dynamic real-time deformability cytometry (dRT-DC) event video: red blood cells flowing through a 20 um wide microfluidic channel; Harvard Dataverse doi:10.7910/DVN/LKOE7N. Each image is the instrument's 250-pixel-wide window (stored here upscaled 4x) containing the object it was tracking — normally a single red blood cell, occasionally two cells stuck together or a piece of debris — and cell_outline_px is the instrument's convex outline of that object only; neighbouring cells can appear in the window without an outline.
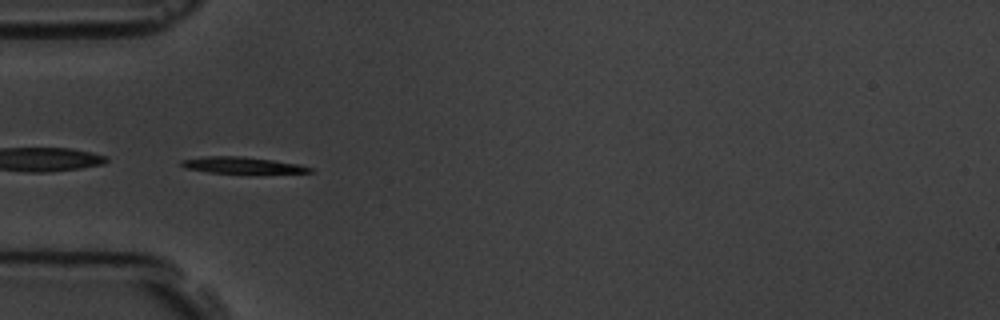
{"species": "common noctule bat (a hibernating species)", "species_latin": "Nyctalus noctula", "temperature_condition": "room temperature", "stored_images_in_passage": 11, "segment_of_instrument_passage": [2, 2], "camera_frame_rate_fps": 3000, "um_per_image_px": 0.085, "animal": {"sex": "male", "body_mass_g": 19.5, "forearm_length_mm": 54.6}, "frame": {"image": 1, "passage_image": 5, "time_ms": 5.333, "image_size_px": [1000, 320], "cell_outline_px": [[312, 172], [208, 172], [184, 168], [180, 164], [180, 160], [204, 156], [240, 156], [272, 160], [300, 164], [312, 168]], "centroid_in_image_um": [20.48, 14.02], "position_along_channel_um": 64.5, "area_um2": 11.85}}
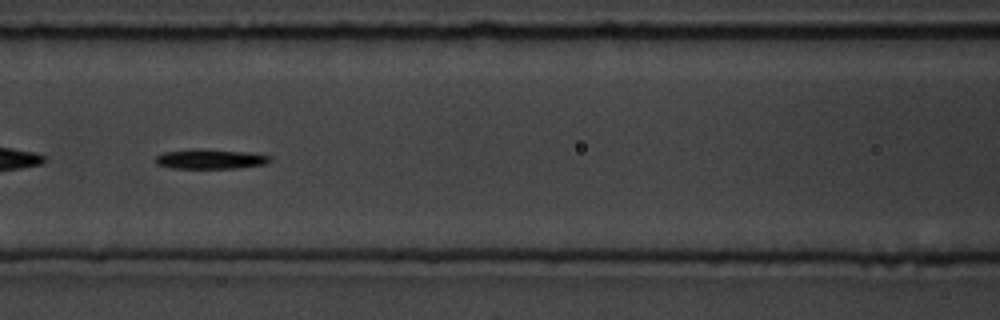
{"frame": {"image": 2, "passage_image": 7, "time_ms": 7.667, "image_size_px": [1000, 320], "cell_outline_px": [[272, 160], [264, 164], [236, 168], [172, 168], [156, 164], [156, 156], [164, 152], [252, 152], [272, 156]], "centroid_in_image_um": [17.97, 13.58], "position_along_channel_um": 148.6, "area_um2": 12.02}}
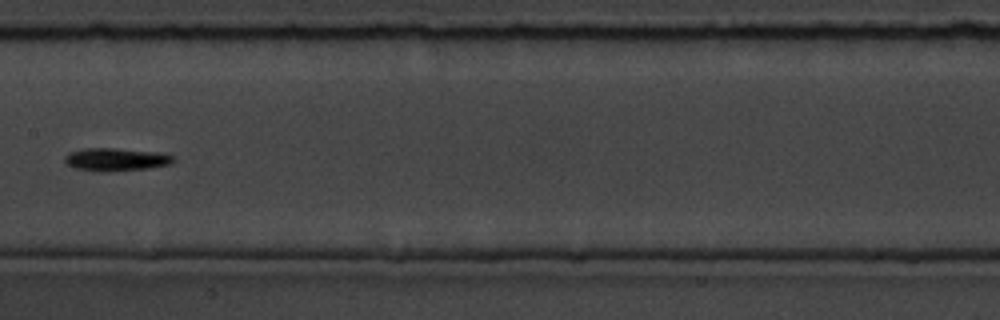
{"frame": {"image": 3, "passage_image": 8, "time_ms": 9.0, "image_size_px": [1000, 320], "cell_outline_px": [[176, 160], [172, 164], [148, 168], [76, 168], [64, 164], [64, 156], [68, 152], [84, 148], [116, 148], [160, 152], [176, 156]], "centroid_in_image_um": [9.92, 13.48], "position_along_channel_um": 197.5, "area_um2": 13.76}}